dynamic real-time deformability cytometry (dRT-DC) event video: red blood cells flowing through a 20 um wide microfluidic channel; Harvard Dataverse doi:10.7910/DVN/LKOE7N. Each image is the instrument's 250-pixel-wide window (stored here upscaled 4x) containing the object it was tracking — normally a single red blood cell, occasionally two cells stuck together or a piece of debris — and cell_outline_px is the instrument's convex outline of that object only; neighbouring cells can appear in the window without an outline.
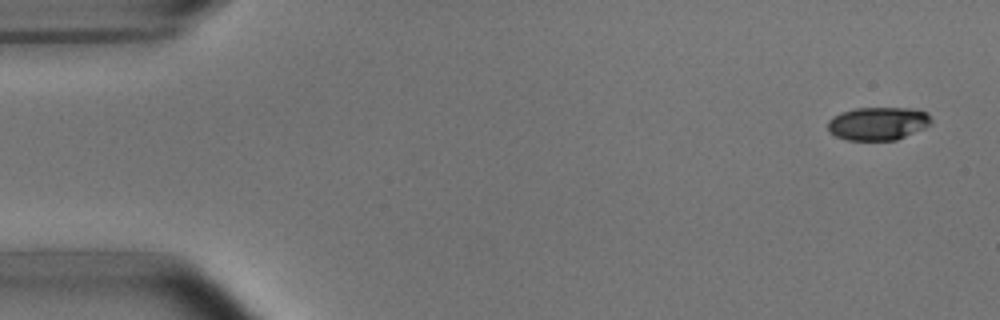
{"species": "common noctule bat (a hibernating species)", "species_latin": "Nyctalus noctula", "temperature_condition": "room temperature", "stored_images_in_passage": 8, "camera_frame_rate_fps": 3000, "um_per_image_px": 0.085, "animal": {"sex": "male", "body_mass_g": 15.6}, "frame": {"image": 1, "passage_image": 1, "time_ms": 0.0, "image_size_px": [1000, 320], "cell_outline_px": [[932, 124], [924, 128], [896, 140], [848, 140], [836, 136], [828, 128], [828, 120], [832, 116], [840, 112], [856, 108], [912, 108], [928, 112], [932, 120]], "centroid_in_image_um": [74.65, 10.49], "position_along_channel_um": 10.3, "area_um2": 20.06}}
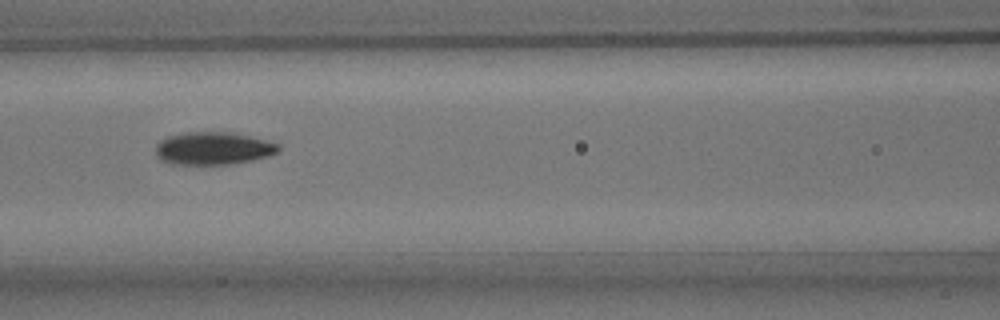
{"frame": {"image": 2, "passage_image": 7, "time_ms": 7.0, "image_size_px": [1000, 320], "cell_outline_px": [[280, 152], [268, 156], [252, 160], [228, 164], [168, 164], [160, 160], [156, 156], [156, 144], [160, 140], [168, 136], [188, 132], [232, 132], [280, 144]], "centroid_in_image_um": [18.1, 12.61], "position_along_channel_um": 148.5, "area_um2": 23.47}}
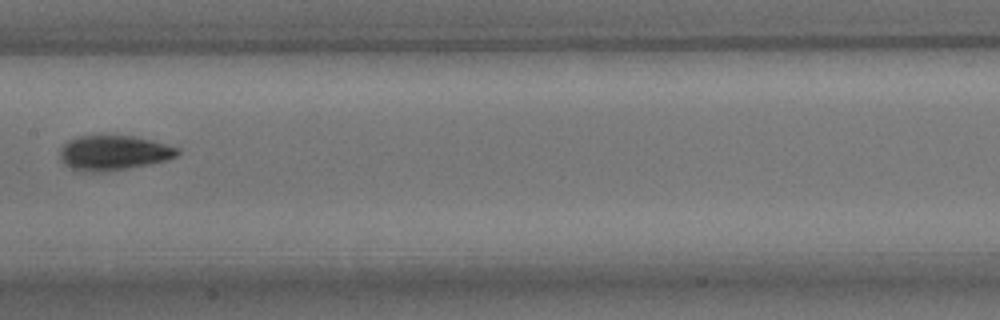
{"frame": {"image": 3, "passage_image": 8, "time_ms": 8.333, "image_size_px": [1000, 320], "cell_outline_px": [[180, 152], [176, 156], [168, 160], [152, 164], [128, 168], [96, 172], [80, 172], [64, 164], [60, 156], [60, 152], [64, 144], [68, 140], [80, 136], [132, 136], [152, 140], [180, 148]], "centroid_in_image_um": [9.69, 13.0], "position_along_channel_um": 197.7, "area_um2": 23.81}}